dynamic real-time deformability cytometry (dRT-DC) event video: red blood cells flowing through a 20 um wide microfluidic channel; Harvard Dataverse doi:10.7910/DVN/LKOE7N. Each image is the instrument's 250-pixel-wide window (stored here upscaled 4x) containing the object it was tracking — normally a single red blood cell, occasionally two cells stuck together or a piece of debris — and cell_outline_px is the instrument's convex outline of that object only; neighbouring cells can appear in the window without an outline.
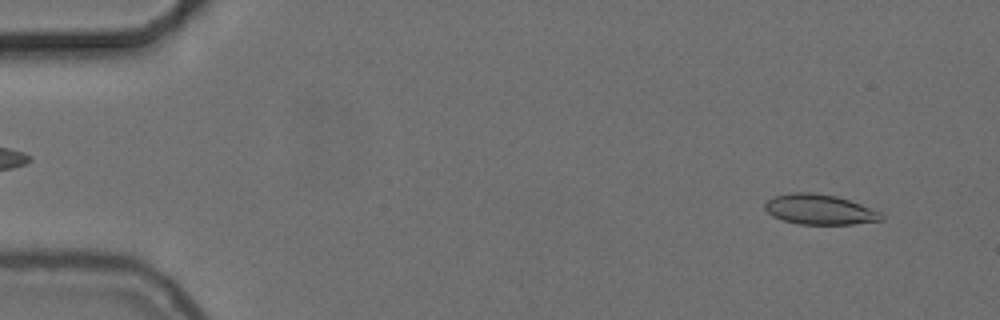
{"species": "common noctule bat (a hibernating species)", "species_latin": "Nyctalus noctula", "temperature_condition": "cold", "stored_images_in_passage": 55, "camera_frame_rate_fps": 3000, "um_per_image_px": 0.085, "animal": {"sex": "female", "body_mass_g": 24.6, "forearm_length_mm": 56.2}, "frame": {"image": 1, "passage_image": 4, "time_ms": 1.0, "image_size_px": [1000, 320], "cell_outline_px": [[884, 220], [852, 224], [800, 224], [784, 220], [772, 216], [764, 208], [764, 204], [772, 196], [788, 192], [812, 192], [836, 196], [860, 204], [880, 212], [884, 216]], "centroid_in_image_um": [69.64, 17.79], "position_along_channel_um": 15.4, "area_um2": 20.46}}
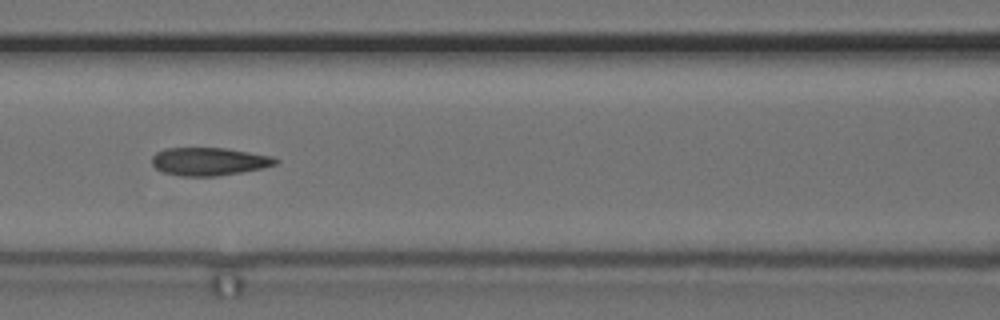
{"frame": {"image": 2, "passage_image": 24, "time_ms": 7.667, "image_size_px": [1000, 320], "cell_outline_px": [[280, 160], [276, 164], [260, 168], [240, 172], [216, 176], [180, 176], [164, 172], [156, 168], [152, 164], [152, 156], [156, 152], [164, 148], [228, 148], [272, 156]], "centroid_in_image_um": [17.75, 13.71], "position_along_channel_um": 148.8, "area_um2": 20.11}}
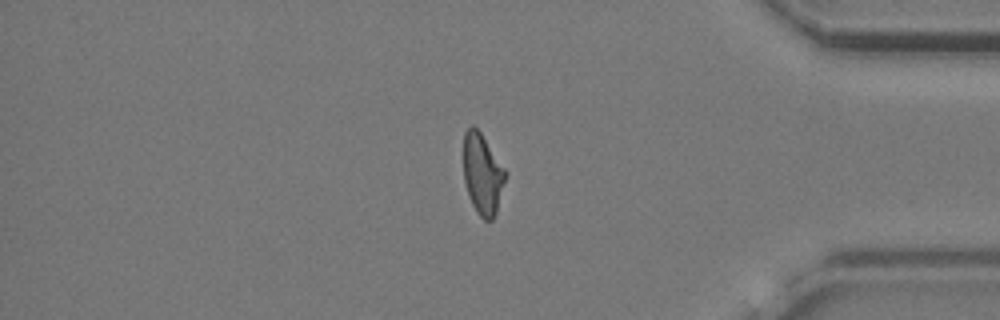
{"frame": {"image": 3, "passage_image": 46, "time_ms": 15.0, "image_size_px": [1000, 320], "cell_outline_px": [[508, 172], [496, 212], [492, 220], [484, 220], [476, 212], [468, 196], [464, 180], [464, 132], [472, 124], [480, 132]], "centroid_in_image_um": [41.02, 14.8], "position_along_channel_um": 394.2, "area_um2": 19.77}, "authors_computed_cell_mechanics": {"area_um2": 20.1722, "velocity_mm_per_s": 3.7147, "shape_relaxation_time_tau1_ms": null, "shape_relaxation_time_tau2_ms": 2.1534, "deformation_change_tau1": null, "deformation_change_tau2": 0.0903}}